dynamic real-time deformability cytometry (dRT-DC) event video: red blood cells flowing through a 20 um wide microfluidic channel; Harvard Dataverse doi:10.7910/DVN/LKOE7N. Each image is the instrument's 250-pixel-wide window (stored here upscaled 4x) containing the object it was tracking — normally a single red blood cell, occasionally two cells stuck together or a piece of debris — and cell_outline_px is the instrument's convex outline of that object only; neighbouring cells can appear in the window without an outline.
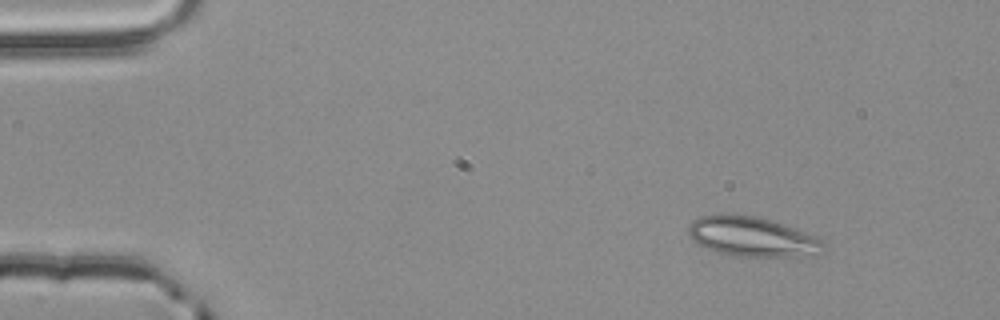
{"species": "common noctule bat (a hibernating species)", "species_latin": "Nyctalus noctula", "temperature_condition": "room temperature", "stored_images_in_passage": 3, "camera_frame_rate_fps": 3000, "um_per_image_px": 0.085, "animal": {"sex": "male", "body_mass_g": 20.4}, "frame": {"image": 1, "passage_image": 1, "time_ms": 0.0, "image_size_px": [1000, 320], "cell_outline_px": [[828, 244], [824, 252], [820, 256], [736, 256], [716, 252], [696, 244], [692, 240], [688, 232], [688, 224], [692, 220], [700, 216], [720, 212], [756, 216], [772, 220], [796, 228], [816, 236], [824, 240]], "centroid_in_image_um": [63.97, 20.11], "position_along_channel_um": 21.0, "area_um2": 32.31}}